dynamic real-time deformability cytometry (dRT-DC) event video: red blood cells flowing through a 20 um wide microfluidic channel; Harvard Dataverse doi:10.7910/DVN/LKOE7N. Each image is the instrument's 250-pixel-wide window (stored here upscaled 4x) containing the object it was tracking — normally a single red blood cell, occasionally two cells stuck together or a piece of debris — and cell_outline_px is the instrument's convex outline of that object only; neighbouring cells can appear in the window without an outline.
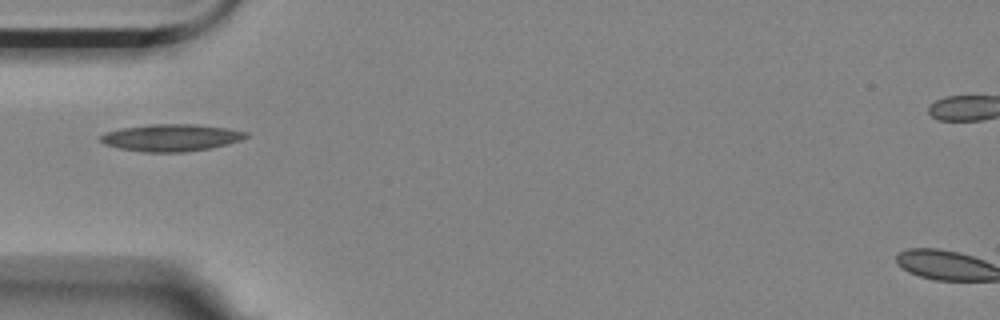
{"species": "Egyptian fruit bat (a non-hibernating species)", "species_latin": "Rousettus aegyptiacus", "temperature_condition": "room temperature", "stored_images_in_passage": 8, "camera_frame_rate_fps": 3000, "um_per_image_px": 0.085, "animal": {"sex": "female"}, "frame": {"image": 1, "passage_image": 5, "time_ms": 1.333, "image_size_px": [1000, 320], "cell_outline_px": [[248, 136], [240, 140], [228, 144], [208, 148], [184, 152], [144, 152], [120, 148], [104, 144], [100, 140], [100, 136], [104, 132], [120, 128], [148, 124], [196, 124], [228, 128], [248, 132]], "centroid_in_image_um": [14.53, 11.69], "position_along_channel_um": 70.5, "area_um2": 23.0}}
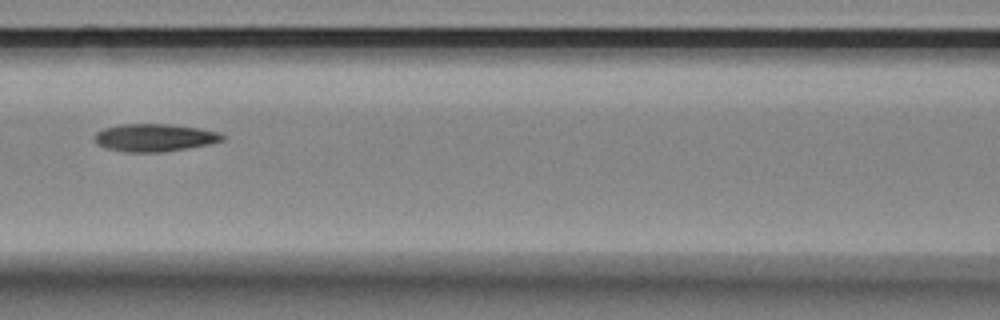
{"frame": {"image": 2, "passage_image": 7, "time_ms": 2.0, "image_size_px": [1000, 320], "cell_outline_px": [[224, 140], [208, 144], [164, 152], [128, 152], [108, 148], [96, 144], [96, 132], [104, 128], [120, 124], [172, 124], [200, 128], [220, 132], [224, 136]], "centroid_in_image_um": [13.16, 11.69], "position_along_channel_um": 153.4, "area_um2": 20.52}}
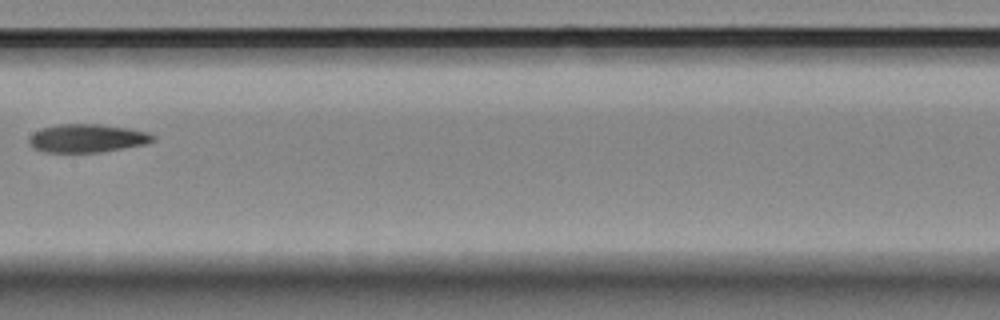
{"frame": {"image": 3, "passage_image": 8, "time_ms": 2.333, "image_size_px": [1000, 320], "cell_outline_px": [[156, 140], [144, 144], [124, 148], [100, 152], [44, 152], [32, 148], [28, 144], [28, 140], [40, 128], [60, 124], [100, 124], [128, 128], [148, 132], [156, 136]], "centroid_in_image_um": [7.41, 11.75], "position_along_channel_um": 200.0, "area_um2": 20.46}}